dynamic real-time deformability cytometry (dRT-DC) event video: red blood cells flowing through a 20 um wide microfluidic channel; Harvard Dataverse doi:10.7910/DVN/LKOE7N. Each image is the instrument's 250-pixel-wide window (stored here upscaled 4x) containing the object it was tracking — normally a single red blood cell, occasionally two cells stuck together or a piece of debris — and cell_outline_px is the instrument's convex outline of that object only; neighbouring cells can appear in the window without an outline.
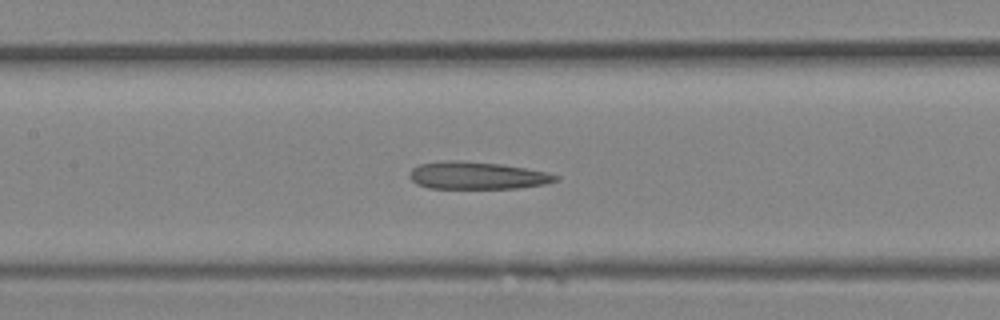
{"species": "Egyptian fruit bat (a non-hibernating species)", "species_latin": "Rousettus aegyptiacus", "temperature_condition": "room temperature", "stored_images_in_passage": 14, "camera_frame_rate_fps": 3000, "um_per_image_px": 0.085, "animal": {"sex": "female"}, "frame": {"image": 1, "passage_image": 12, "time_ms": 3.667, "image_size_px": [1000, 320], "cell_outline_px": [[560, 176], [556, 180], [548, 184], [516, 188], [428, 188], [416, 184], [408, 176], [408, 172], [412, 168], [420, 164], [440, 160], [460, 160], [500, 164], [548, 172]], "centroid_in_image_um": [40.52, 14.91], "position_along_channel_um": 166.9, "area_um2": 23.52}}
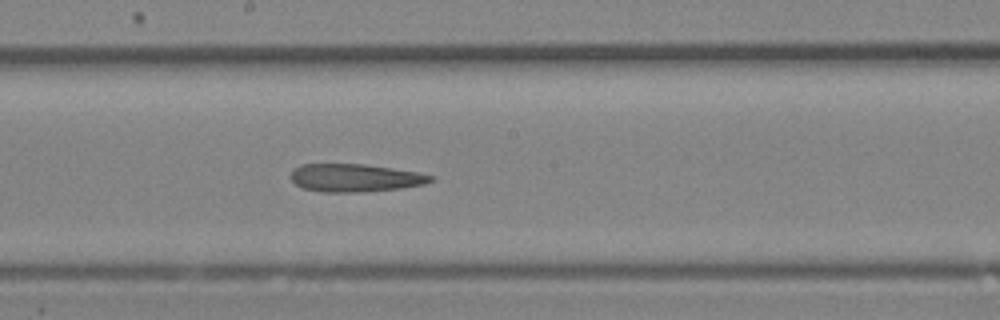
{"frame": {"image": 2, "passage_image": 14, "time_ms": 4.333, "image_size_px": [1000, 320], "cell_outline_px": [[436, 176], [432, 180], [424, 184], [400, 188], [360, 192], [324, 192], [304, 188], [296, 184], [292, 180], [292, 172], [300, 164], [364, 164], [392, 168], [416, 172]], "centroid_in_image_um": [30.2, 15.11], "position_along_channel_um": 218.0, "area_um2": 22.48}}